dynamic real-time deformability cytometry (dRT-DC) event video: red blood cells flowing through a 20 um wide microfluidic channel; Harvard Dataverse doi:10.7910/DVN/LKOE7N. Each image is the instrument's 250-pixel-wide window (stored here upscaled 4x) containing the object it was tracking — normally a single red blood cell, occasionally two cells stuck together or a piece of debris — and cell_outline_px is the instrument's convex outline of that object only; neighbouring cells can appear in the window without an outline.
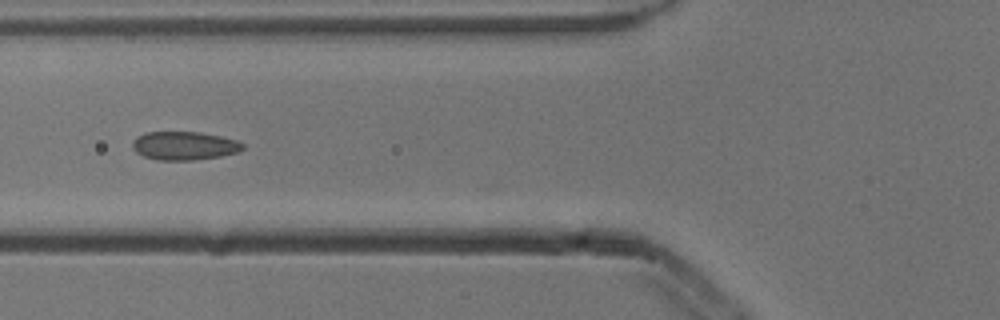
{"species": "common noctule bat (a hibernating species)", "species_latin": "Nyctalus noctula", "temperature_condition": "cold", "stored_images_in_passage": 9, "camera_frame_rate_fps": 3000, "um_per_image_px": 0.085, "animal": {"sex": "male", "body_mass_g": 13.3}, "frame": {"image": 1, "passage_image": 6, "time_ms": 1.667, "image_size_px": [1000, 320], "cell_outline_px": [[244, 148], [240, 152], [220, 156], [192, 160], [156, 160], [144, 156], [136, 152], [132, 148], [132, 140], [136, 136], [144, 132], [200, 132], [220, 136], [236, 140], [244, 144]], "centroid_in_image_um": [15.64, 12.38], "position_along_channel_um": 110.2, "area_um2": 18.44}}
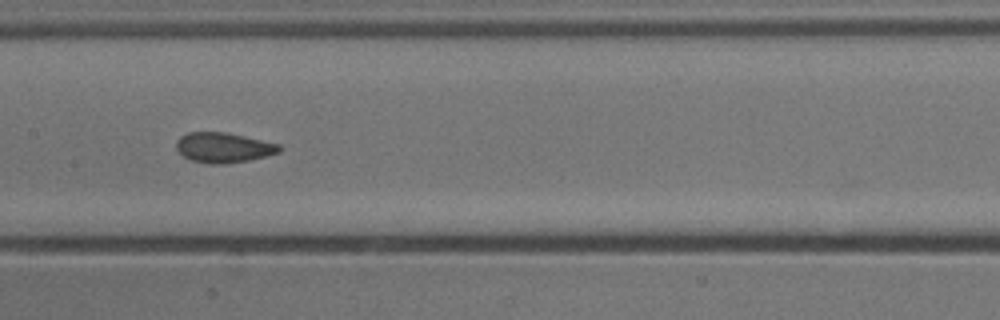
{"frame": {"image": 2, "passage_image": 8, "time_ms": 2.333, "image_size_px": [1000, 320], "cell_outline_px": [[284, 148], [280, 152], [248, 160], [224, 164], [208, 164], [192, 160], [184, 156], [176, 148], [176, 140], [180, 136], [188, 132], [228, 132], [280, 144]], "centroid_in_image_um": [19.01, 12.53], "position_along_channel_um": 188.4, "area_um2": 18.15}}
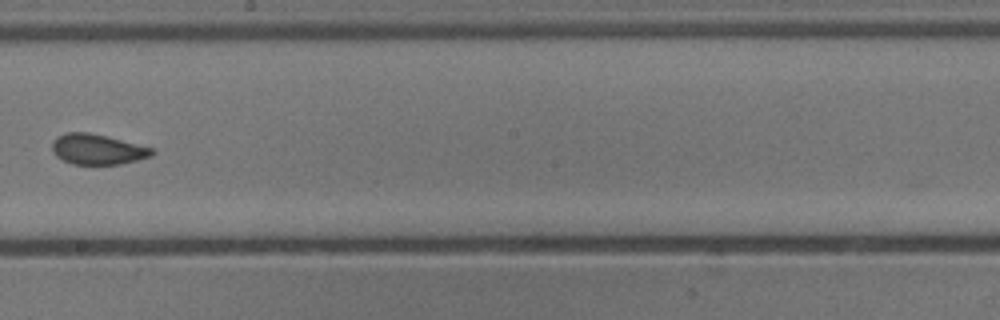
{"frame": {"image": 3, "passage_image": 9, "time_ms": 2.667, "image_size_px": [1000, 320], "cell_outline_px": [[156, 152], [152, 156], [120, 164], [72, 164], [56, 156], [52, 152], [52, 140], [56, 136], [64, 132], [88, 132], [152, 148]], "centroid_in_image_um": [8.23, 12.69], "position_along_channel_um": 240.0, "area_um2": 17.57}}